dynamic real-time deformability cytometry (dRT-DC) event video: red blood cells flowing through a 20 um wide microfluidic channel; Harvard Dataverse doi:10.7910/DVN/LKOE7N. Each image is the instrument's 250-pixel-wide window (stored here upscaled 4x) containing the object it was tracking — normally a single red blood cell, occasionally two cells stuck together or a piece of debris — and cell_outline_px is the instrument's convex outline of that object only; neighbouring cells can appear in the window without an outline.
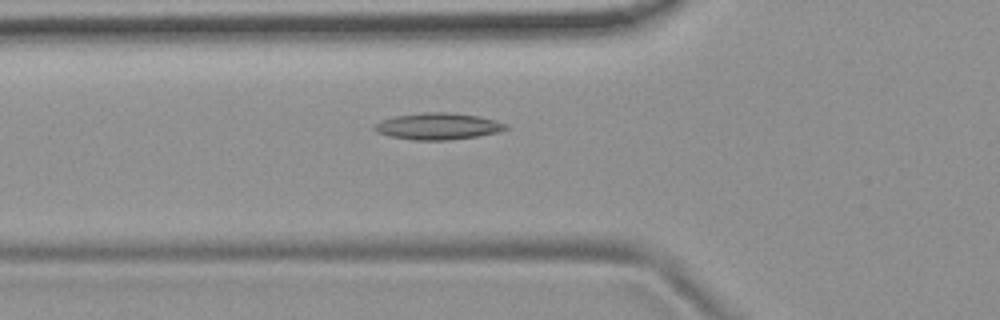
{"species": "common noctule bat (a hibernating species)", "species_latin": "Nyctalus noctula", "temperature_condition": "room temperature", "stored_images_in_passage": 50, "camera_frame_rate_fps": 3000, "um_per_image_px": 0.085, "animal": {"sex": "female", "body_mass_g": 19.9}, "frame": {"image": 1, "passage_image": 15, "time_ms": 4.667, "image_size_px": [1000, 320], "cell_outline_px": [[508, 128], [496, 132], [476, 136], [448, 140], [412, 140], [388, 136], [376, 132], [372, 128], [380, 120], [396, 116], [424, 112], [452, 112], [480, 116], [496, 120], [508, 124]], "centroid_in_image_um": [37.21, 10.72], "position_along_channel_um": 88.6, "area_um2": 20.46}}
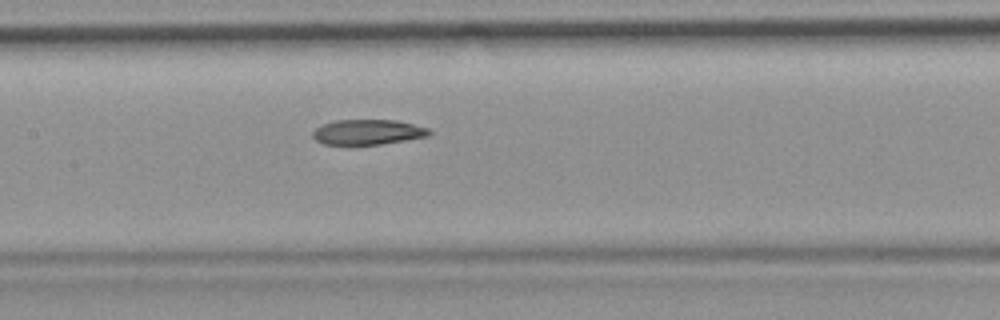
{"frame": {"image": 2, "passage_image": 22, "time_ms": 7.0, "image_size_px": [1000, 320], "cell_outline_px": [[432, 132], [428, 136], [380, 144], [324, 144], [316, 140], [312, 136], [312, 132], [316, 128], [324, 124], [336, 120], [396, 120], [428, 128]], "centroid_in_image_um": [31.26, 11.22], "position_along_channel_um": 176.1, "area_um2": 16.82}}
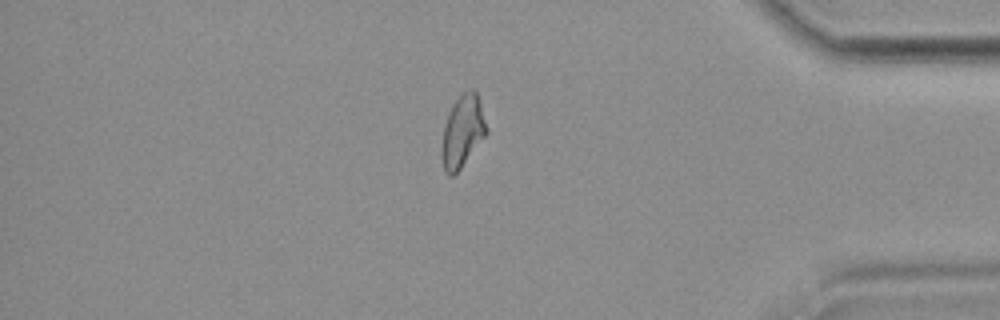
{"frame": {"image": 3, "passage_image": 42, "time_ms": 13.667, "image_size_px": [1000, 320], "cell_outline_px": [[488, 132], [460, 168], [452, 176], [448, 176], [444, 168], [440, 156], [440, 148], [444, 124], [452, 104], [464, 92], [472, 88], [476, 92], [488, 128]], "centroid_in_image_um": [39.29, 11.18], "position_along_channel_um": 395.9, "area_um2": 18.67}, "authors_computed_cell_mechanics": {"area_um2": 18.7272, "velocity_mm_per_s": 3.7424, "shape_relaxation_time_tau1_ms": null, "shape_relaxation_time_tau2_ms": 10.8973, "deformation_change_tau1": null, "deformation_change_tau2": 0.2193}}